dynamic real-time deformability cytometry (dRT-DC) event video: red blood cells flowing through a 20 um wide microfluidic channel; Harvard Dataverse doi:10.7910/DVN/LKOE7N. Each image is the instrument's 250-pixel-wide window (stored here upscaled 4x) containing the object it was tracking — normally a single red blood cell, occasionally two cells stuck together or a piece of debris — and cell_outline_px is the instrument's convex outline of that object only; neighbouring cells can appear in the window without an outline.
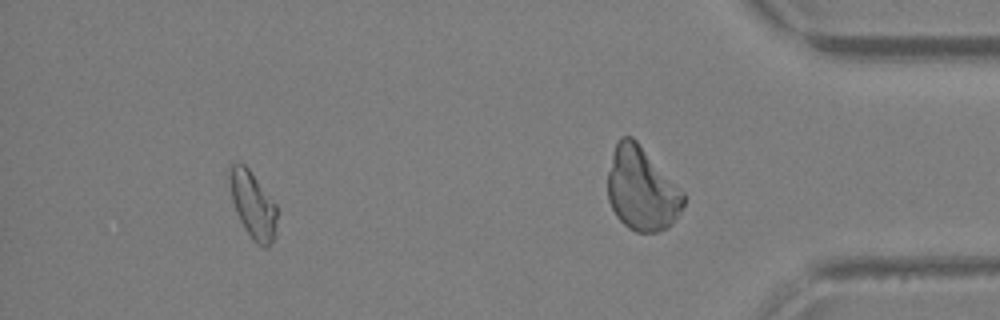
{"species": "Egyptian fruit bat (a non-hibernating species)", "species_latin": "Rousettus aegyptiacus", "temperature_condition": "warm", "stored_images_in_passage": 38, "segment_of_instrument_passage": [2, 2], "camera_frame_rate_fps": 3000, "um_per_image_px": 0.085, "animal": {"sex": "female"}, "frame": {"image": 1, "passage_image": 34, "time_ms": 11.0, "image_size_px": [1000, 320], "cell_outline_px": [[276, 236], [268, 248], [264, 248], [256, 244], [252, 240], [244, 228], [236, 212], [232, 200], [228, 176], [228, 172], [232, 164], [244, 164], [248, 168], [276, 204]], "centroid_in_image_um": [21.5, 17.47], "position_along_channel_um": 413.7, "area_um2": 18.5}}